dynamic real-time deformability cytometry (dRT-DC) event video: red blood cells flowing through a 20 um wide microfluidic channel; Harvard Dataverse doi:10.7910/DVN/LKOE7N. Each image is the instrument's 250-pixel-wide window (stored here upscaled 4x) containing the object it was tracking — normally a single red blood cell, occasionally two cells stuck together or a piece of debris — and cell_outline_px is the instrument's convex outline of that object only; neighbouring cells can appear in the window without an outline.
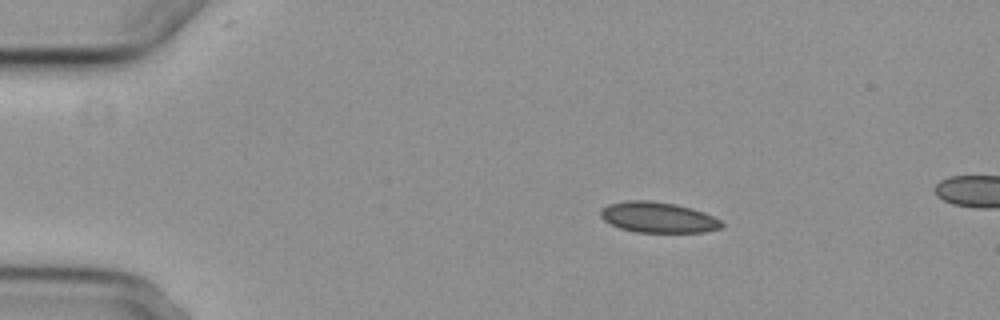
{"species": "common noctule bat (a hibernating species)", "species_latin": "Nyctalus noctula", "temperature_condition": "cold", "stored_images_in_passage": 3, "camera_frame_rate_fps": 3000, "um_per_image_px": 0.085, "animal": {"sex": "female", "body_mass_g": 29.2, "forearm_length_mm": 56.3}, "frame": {"image": 1, "passage_image": 1, "time_ms": 0.0, "image_size_px": [1000, 320], "cell_outline_px": [[724, 228], [704, 232], [636, 232], [620, 228], [604, 220], [600, 216], [600, 208], [608, 204], [628, 200], [648, 200], [676, 204], [692, 208], [704, 212], [720, 220], [724, 224]], "centroid_in_image_um": [55.95, 18.47], "position_along_channel_um": 29.1, "area_um2": 21.73}}